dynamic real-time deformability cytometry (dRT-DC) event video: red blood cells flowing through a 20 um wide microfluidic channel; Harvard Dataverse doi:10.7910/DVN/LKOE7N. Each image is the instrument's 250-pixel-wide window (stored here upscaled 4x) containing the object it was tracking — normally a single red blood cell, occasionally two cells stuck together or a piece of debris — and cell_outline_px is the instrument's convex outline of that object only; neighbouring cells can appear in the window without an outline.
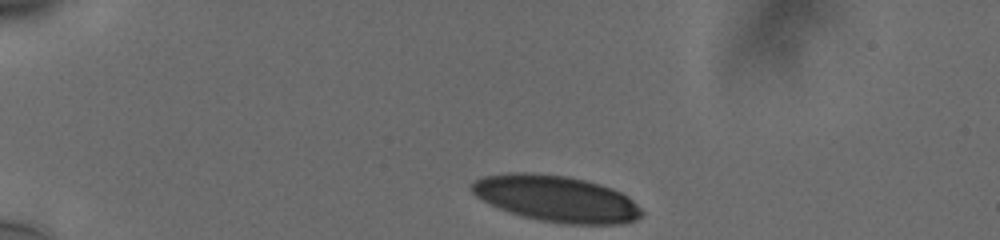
{"species": "human", "species_latin": "Homo sapiens", "temperature_condition": "cold", "stored_images_in_passage": 36, "camera_frame_rate_fps": 3000, "um_per_image_px": 0.085, "donor": {"sex": "male"}, "frame": {"image": 1, "passage_image": 1, "time_ms": 0.0, "image_size_px": [1000, 240], "cell_outline_px": [[644, 212], [636, 220], [624, 224], [564, 224], [540, 220], [508, 212], [476, 196], [472, 192], [472, 184], [476, 180], [484, 176], [512, 172], [524, 172], [568, 176], [600, 184], [612, 188], [628, 196]], "centroid_in_image_um": [47.32, 16.89], "position_along_channel_um": 37.7, "area_um2": 45.55}}
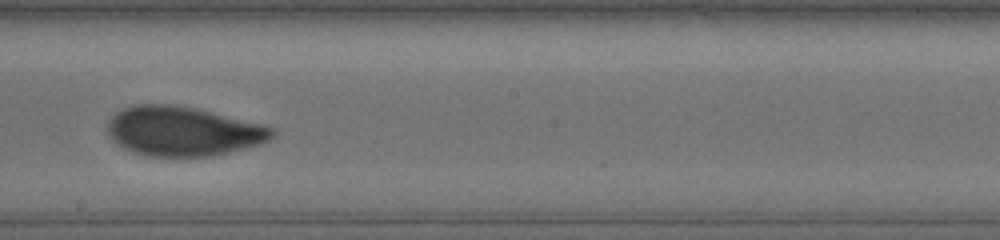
{"frame": {"image": 2, "passage_image": 21, "time_ms": 6.667, "image_size_px": [1000, 240], "cell_outline_px": [[276, 136], [260, 144], [248, 148], [212, 156], [148, 156], [132, 152], [116, 144], [108, 136], [108, 120], [120, 108], [132, 104], [172, 104], [196, 108], [264, 124], [276, 128]], "centroid_in_image_um": [15.57, 11.15], "position_along_channel_um": 232.6, "area_um2": 48.09}}
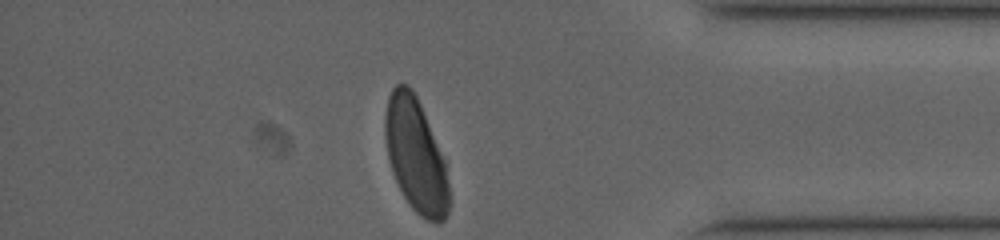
{"frame": {"image": 3, "passage_image": 36, "time_ms": 11.667, "image_size_px": [1000, 240], "cell_outline_px": [[448, 212], [444, 220], [428, 220], [420, 216], [412, 208], [404, 196], [392, 172], [388, 160], [384, 136], [384, 116], [388, 96], [392, 88], [396, 84], [408, 84], [412, 88], [420, 104], [444, 160], [448, 184]], "centroid_in_image_um": [35.29, 13.15], "position_along_channel_um": 399.9, "area_um2": 41.85}, "authors_computed_cell_mechanics": {"area_um2": 47.5983, "velocity_mm_per_s": 3.7624, "shape_relaxation_time_tau1_ms": 5.9527, "shape_relaxation_time_tau2_ms": null, "deformation_change_tau1": 0.188, "deformation_change_tau2": null}}